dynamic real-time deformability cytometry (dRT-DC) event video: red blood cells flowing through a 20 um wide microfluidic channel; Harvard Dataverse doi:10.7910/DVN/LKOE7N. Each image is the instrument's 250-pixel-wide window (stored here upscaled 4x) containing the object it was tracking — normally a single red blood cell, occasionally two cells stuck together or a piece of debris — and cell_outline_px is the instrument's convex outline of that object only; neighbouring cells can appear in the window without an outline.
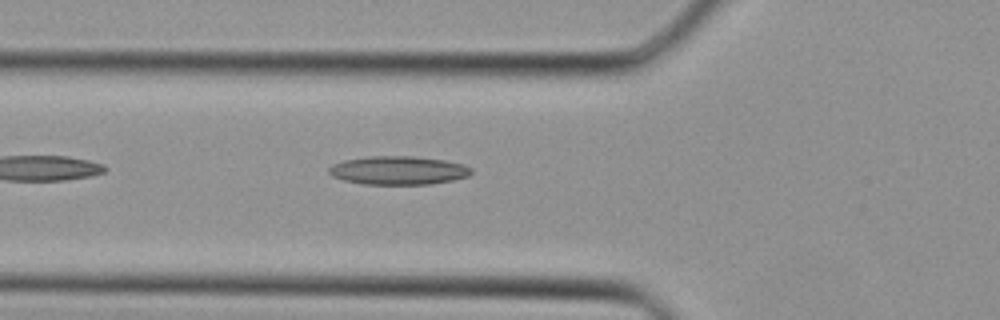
{"species": "Egyptian fruit bat (a non-hibernating species)", "species_latin": "Rousettus aegyptiacus", "temperature_condition": "cold", "stored_images_in_passage": 5, "camera_frame_rate_fps": 3000, "um_per_image_px": 0.085, "animal": {"sex": "female"}, "frame": {"image": 1, "passage_image": 2, "time_ms": 0.333, "image_size_px": [1000, 320], "cell_outline_px": [[472, 172], [468, 176], [452, 180], [428, 184], [364, 184], [344, 180], [332, 176], [328, 172], [328, 168], [332, 164], [344, 160], [368, 156], [412, 156], [444, 160], [460, 164], [472, 168]], "centroid_in_image_um": [33.82, 14.48], "position_along_channel_um": 92.0, "area_um2": 23.52}}